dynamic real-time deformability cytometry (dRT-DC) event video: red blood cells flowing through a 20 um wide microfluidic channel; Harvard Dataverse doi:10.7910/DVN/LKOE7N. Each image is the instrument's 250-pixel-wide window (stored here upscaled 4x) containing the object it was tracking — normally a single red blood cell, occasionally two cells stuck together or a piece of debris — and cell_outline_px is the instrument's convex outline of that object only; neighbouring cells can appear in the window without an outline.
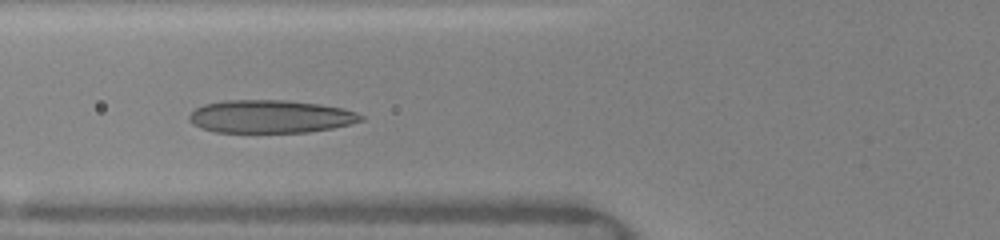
{"species": "human", "species_latin": "Homo sapiens", "temperature_condition": "warm", "stored_images_in_passage": 16, "camera_frame_rate_fps": 3000, "um_per_image_px": 0.085, "donor": {"sex": "female"}, "frame": {"image": 1, "passage_image": 6, "time_ms": 4.667, "image_size_px": [1000, 240], "cell_outline_px": [[364, 120], [332, 128], [308, 132], [216, 132], [192, 124], [188, 120], [188, 116], [196, 108], [204, 104], [224, 100], [284, 100], [320, 104], [344, 108], [356, 112], [364, 116]], "centroid_in_image_um": [22.99, 9.9], "position_along_channel_um": 102.8, "area_um2": 32.95}}
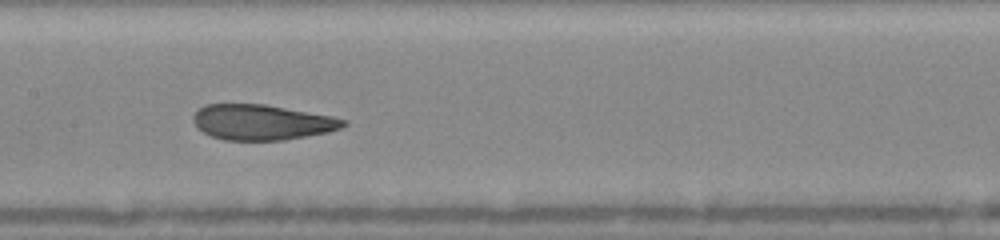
{"frame": {"image": 2, "passage_image": 8, "time_ms": 6.667, "image_size_px": [1000, 240], "cell_outline_px": [[348, 124], [340, 128], [328, 132], [284, 140], [224, 140], [212, 136], [204, 132], [192, 120], [192, 116], [204, 104], [264, 104], [332, 116], [348, 120]], "centroid_in_image_um": [22.28, 10.39], "position_along_channel_um": 185.1, "area_um2": 30.81}}
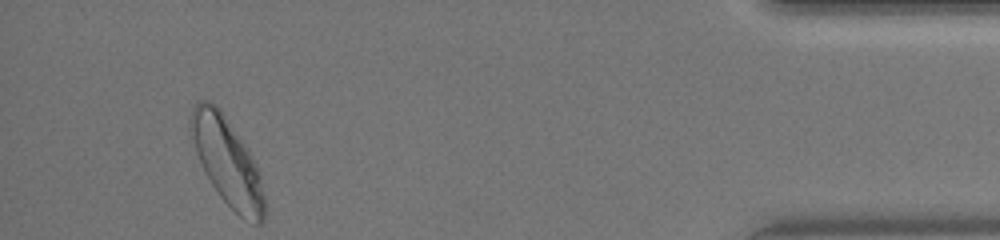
{"frame": {"image": 3, "passage_image": 15, "time_ms": 13.667, "image_size_px": [1000, 240], "cell_outline_px": [[264, 224], [252, 224], [240, 216], [220, 196], [212, 184], [196, 152], [188, 128], [188, 120], [192, 108], [196, 100], [208, 100], [216, 104], [220, 108], [252, 156], [260, 176], [264, 196]], "centroid_in_image_um": [19.29, 13.69], "position_along_channel_um": 415.9, "area_um2": 37.34}, "authors_computed_cell_mechanics": {"area_um2": 32.5414, "velocity_mm_per_s": 4.1033, "shape_relaxation_time_tau1_ms": 4.1495, "shape_relaxation_time_tau2_ms": 0.6412, "deformation_change_tau1": 0.1649, "deformation_change_tau2": 0.064}}